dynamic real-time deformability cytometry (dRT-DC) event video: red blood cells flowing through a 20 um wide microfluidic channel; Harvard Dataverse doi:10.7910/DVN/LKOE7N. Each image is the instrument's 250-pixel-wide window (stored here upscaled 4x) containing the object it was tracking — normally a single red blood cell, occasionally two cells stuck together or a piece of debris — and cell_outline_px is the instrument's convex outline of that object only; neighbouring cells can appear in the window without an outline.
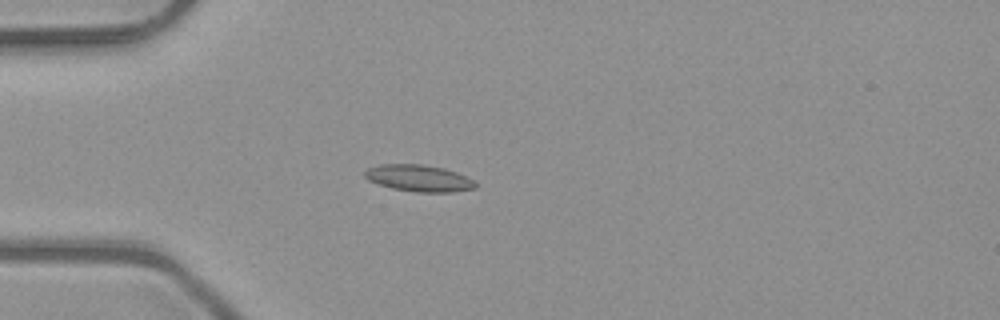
{"species": "common noctule bat (a hibernating species)", "species_latin": "Nyctalus noctula", "temperature_condition": "room temperature", "stored_images_in_passage": 4, "camera_frame_rate_fps": 3000, "um_per_image_px": 0.085, "animal": {"sex": "male", "body_mass_g": 23.1, "forearm_length_mm": 52.7}, "frame": {"image": 1, "passage_image": 4, "time_ms": 1.0, "image_size_px": [1000, 320], "cell_outline_px": [[476, 188], [452, 192], [416, 192], [392, 188], [368, 180], [364, 176], [364, 172], [368, 168], [380, 164], [420, 164], [444, 168], [456, 172], [472, 180], [476, 184]], "centroid_in_image_um": [35.58, 15.14], "position_along_channel_um": 49.4, "area_um2": 17.05}}